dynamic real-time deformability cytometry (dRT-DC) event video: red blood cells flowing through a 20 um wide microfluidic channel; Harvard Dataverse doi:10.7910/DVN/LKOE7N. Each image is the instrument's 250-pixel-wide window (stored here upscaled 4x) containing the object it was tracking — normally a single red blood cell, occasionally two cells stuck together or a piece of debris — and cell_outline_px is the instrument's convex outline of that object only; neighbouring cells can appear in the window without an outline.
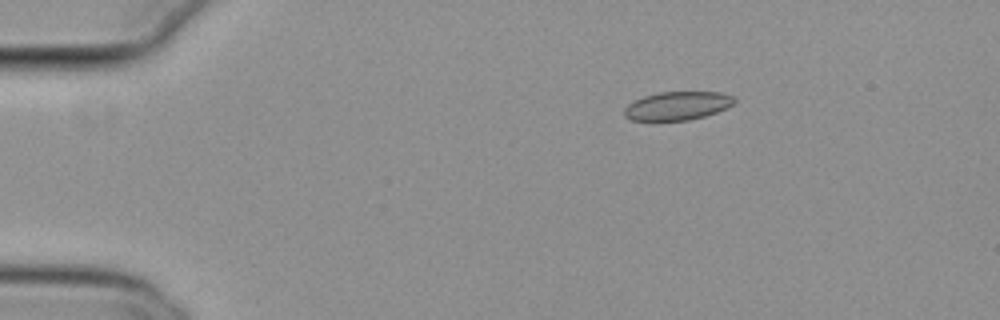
{"species": "common noctule bat (a hibernating species)", "species_latin": "Nyctalus noctula", "temperature_condition": "cold", "stored_images_in_passage": 46, "camera_frame_rate_fps": 3000, "um_per_image_px": 0.085, "animal": {"sex": "female", "body_mass_g": 29.2, "forearm_length_mm": 56.3}, "frame": {"image": 1, "passage_image": 1, "time_ms": 0.0, "image_size_px": [1000, 320], "cell_outline_px": [[736, 100], [728, 108], [704, 116], [688, 120], [632, 120], [624, 116], [624, 108], [628, 104], [644, 96], [660, 92], [720, 92], [732, 96]], "centroid_in_image_um": [57.58, 8.99], "position_along_channel_um": 27.4, "area_um2": 18.09}}
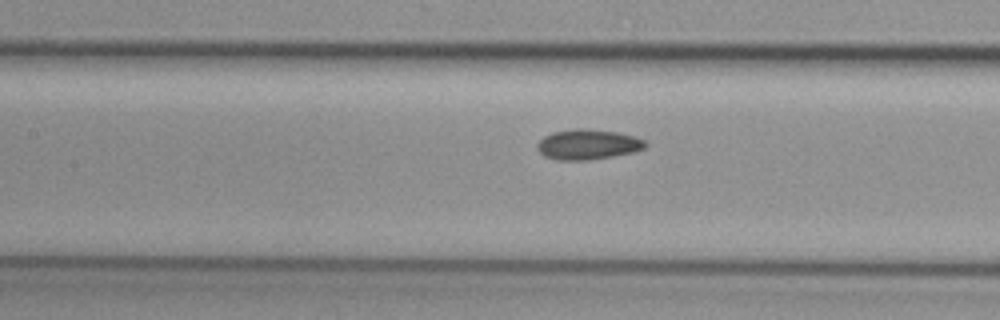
{"frame": {"image": 2, "passage_image": 17, "time_ms": 5.333, "image_size_px": [1000, 320], "cell_outline_px": [[648, 144], [644, 148], [632, 152], [612, 156], [588, 160], [556, 160], [544, 156], [536, 148], [536, 144], [544, 136], [552, 132], [576, 128], [584, 128], [620, 132], [648, 140]], "centroid_in_image_um": [49.97, 12.26], "position_along_channel_um": 157.4, "area_um2": 19.25}}
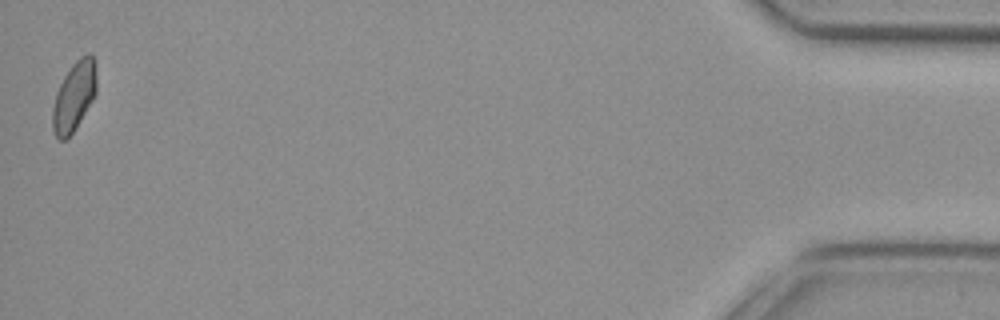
{"frame": {"image": 3, "passage_image": 46, "time_ms": 15.0, "image_size_px": [1000, 320], "cell_outline_px": [[96, 92], [92, 100], [80, 120], [72, 132], [64, 140], [60, 140], [56, 136], [52, 128], [52, 108], [56, 92], [64, 76], [72, 64], [80, 56], [88, 52], [92, 52], [96, 60]], "centroid_in_image_um": [6.31, 8.11], "position_along_channel_um": 428.9, "area_um2": 17.8}, "authors_computed_cell_mechanics": {"area_um2": 18.3226, "velocity_mm_per_s": 3.7812, "shape_relaxation_time_tau1_ms": null, "shape_relaxation_time_tau2_ms": 2.4988, "deformation_change_tau1": null, "deformation_change_tau2": 0.0645}}